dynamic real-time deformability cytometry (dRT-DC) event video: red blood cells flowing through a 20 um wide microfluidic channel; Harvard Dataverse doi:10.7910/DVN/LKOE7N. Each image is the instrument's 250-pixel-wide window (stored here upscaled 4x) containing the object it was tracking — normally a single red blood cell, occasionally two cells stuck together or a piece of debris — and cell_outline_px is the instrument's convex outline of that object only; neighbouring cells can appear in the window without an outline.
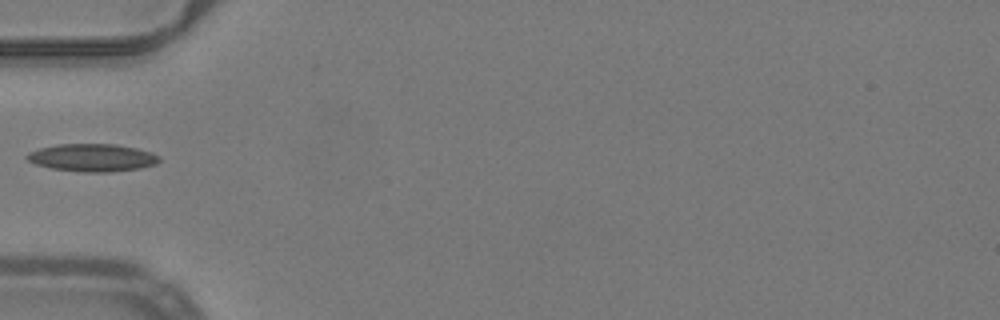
{"species": "common noctule bat (a hibernating species)", "species_latin": "Nyctalus noctula", "temperature_condition": "warm", "stored_images_in_passage": 17, "camera_frame_rate_fps": 3000, "um_per_image_px": 0.085, "animal": {"sex": "male", "body_mass_g": 19.2, "forearm_length_mm": 51.8}, "frame": {"image": 1, "passage_image": 1, "time_ms": 0.0, "image_size_px": [1000, 320], "cell_outline_px": [[160, 160], [156, 164], [140, 168], [108, 172], [84, 172], [52, 168], [36, 164], [28, 160], [24, 156], [28, 152], [40, 148], [56, 144], [116, 144], [136, 148], [152, 152], [160, 156]], "centroid_in_image_um": [7.86, 13.39], "position_along_channel_um": 77.1, "area_um2": 21.33}}
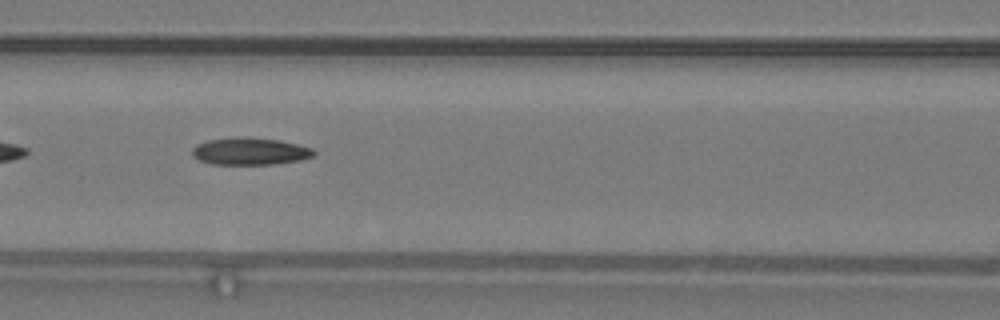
{"frame": {"image": 2, "passage_image": 6, "time_ms": 1.667, "image_size_px": [1000, 320], "cell_outline_px": [[316, 152], [312, 156], [300, 160], [272, 164], [212, 164], [200, 160], [192, 156], [192, 148], [196, 144], [208, 140], [236, 136], [248, 136], [280, 140], [312, 148]], "centroid_in_image_um": [21.22, 12.84], "position_along_channel_um": 145.4, "area_um2": 19.42}}